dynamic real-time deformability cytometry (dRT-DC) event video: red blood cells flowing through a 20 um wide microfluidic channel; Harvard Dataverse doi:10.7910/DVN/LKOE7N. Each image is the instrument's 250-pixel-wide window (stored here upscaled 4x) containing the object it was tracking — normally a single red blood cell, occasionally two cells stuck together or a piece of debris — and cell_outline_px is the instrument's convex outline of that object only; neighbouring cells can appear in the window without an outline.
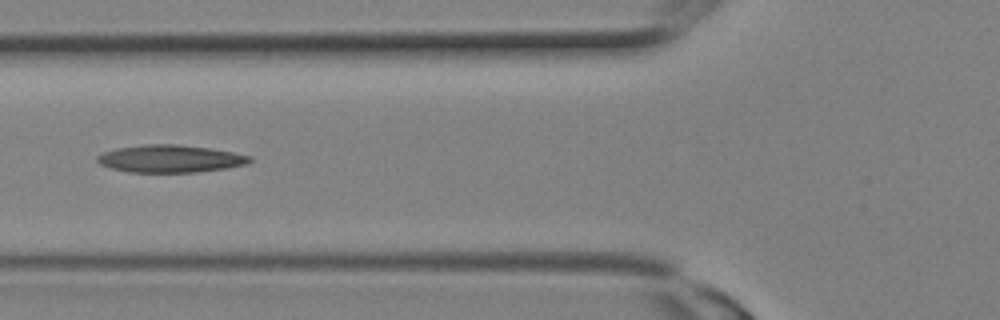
{"species": "Egyptian fruit bat (a non-hibernating species)", "species_latin": "Rousettus aegyptiacus", "temperature_condition": "room temperature", "stored_images_in_passage": 11, "camera_frame_rate_fps": 3000, "um_per_image_px": 0.085, "animal": {"sex": "female"}, "frame": {"image": 1, "passage_image": 10, "time_ms": 3.0, "image_size_px": [1000, 320], "cell_outline_px": [[252, 160], [244, 164], [224, 168], [196, 172], [128, 172], [112, 168], [100, 164], [96, 160], [96, 156], [104, 152], [116, 148], [144, 144], [176, 144], [208, 148], [232, 152], [252, 156]], "centroid_in_image_um": [14.42, 13.48], "position_along_channel_um": 111.4, "area_um2": 24.22}}